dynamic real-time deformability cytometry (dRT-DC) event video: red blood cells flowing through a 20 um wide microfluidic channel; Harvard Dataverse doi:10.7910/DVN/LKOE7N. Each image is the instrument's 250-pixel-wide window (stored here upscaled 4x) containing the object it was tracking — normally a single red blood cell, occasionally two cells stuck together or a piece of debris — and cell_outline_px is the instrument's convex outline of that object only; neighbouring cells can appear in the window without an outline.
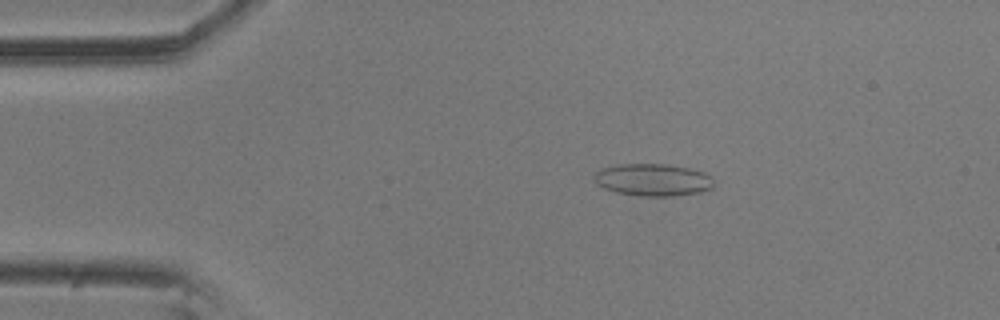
{"species": "common noctule bat (a hibernating species)", "species_latin": "Nyctalus noctula", "temperature_condition": "room temperature", "stored_images_in_passage": 56, "camera_frame_rate_fps": 3000, "um_per_image_px": 0.085, "animal": {"sex": "male", "body_mass_g": 20.5, "forearm_length_mm": 52.5}, "frame": {"image": 1, "passage_image": 10, "time_ms": 3.0, "image_size_px": [1000, 320], "cell_outline_px": [[712, 188], [700, 192], [672, 196], [640, 196], [616, 192], [604, 188], [596, 184], [592, 176], [600, 168], [616, 164], [668, 164], [688, 168], [704, 172], [712, 176]], "centroid_in_image_um": [55.46, 15.28], "position_along_channel_um": 29.5, "area_um2": 22.66}}
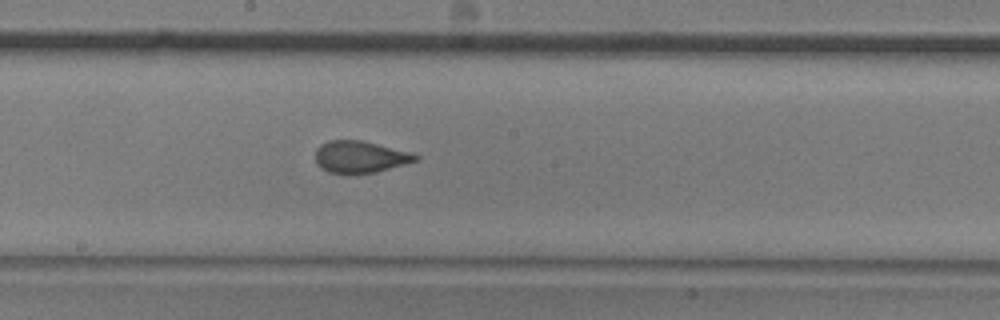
{"frame": {"image": 2, "passage_image": 30, "time_ms": 9.667, "image_size_px": [1000, 320], "cell_outline_px": [[420, 160], [376, 172], [348, 176], [328, 172], [320, 168], [316, 164], [316, 148], [320, 144], [328, 140], [364, 140], [412, 152], [420, 156]], "centroid_in_image_um": [30.61, 13.35], "position_along_channel_um": 217.6, "area_um2": 19.36}}
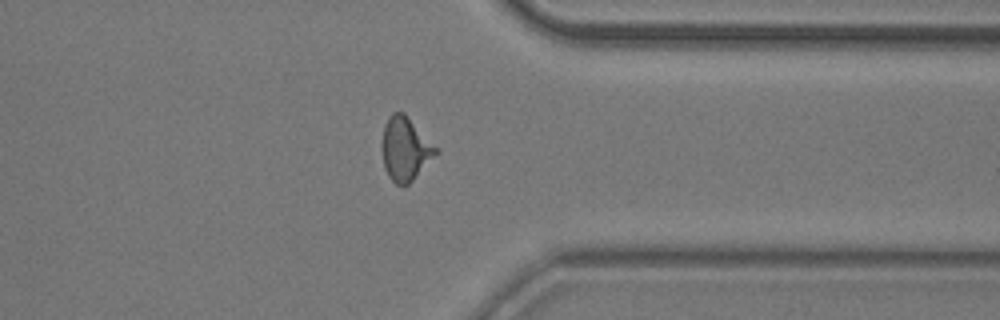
{"frame": {"image": 3, "passage_image": 44, "time_ms": 14.333, "image_size_px": [1000, 320], "cell_outline_px": [[440, 152], [404, 188], [396, 184], [388, 176], [384, 168], [380, 144], [384, 124], [388, 116], [392, 112], [404, 112], [440, 148]], "centroid_in_image_um": [34.45, 12.64], "position_along_channel_um": 376.9, "area_um2": 20.69}, "authors_computed_cell_mechanics": {"area_um2": 19.2474, "velocity_mm_per_s": 3.5498, "shape_relaxation_time_tau1_ms": 5.9001, "shape_relaxation_time_tau2_ms": 0.9231, "deformation_change_tau1": 0.1595, "deformation_change_tau2": 0.0674}}